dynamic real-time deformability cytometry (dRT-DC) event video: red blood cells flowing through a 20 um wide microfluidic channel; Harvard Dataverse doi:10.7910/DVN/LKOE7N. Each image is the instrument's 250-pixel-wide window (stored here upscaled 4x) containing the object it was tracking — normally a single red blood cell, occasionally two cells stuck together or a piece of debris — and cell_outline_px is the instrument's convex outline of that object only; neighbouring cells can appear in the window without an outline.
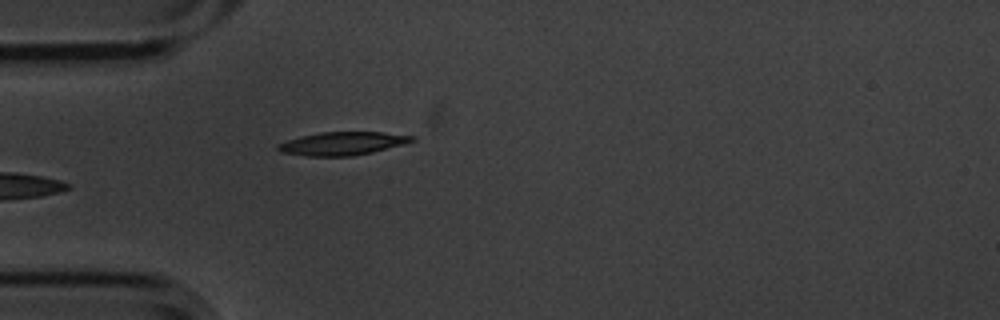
{"species": "common noctule bat (a hibernating species)", "species_latin": "Nyctalus noctula", "temperature_condition": "cold", "stored_images_in_passage": 6, "camera_frame_rate_fps": 3000, "um_per_image_px": 0.085, "animal": {"sex": "male", "body_mass_g": 20.1, "forearm_length_mm": 53.5}, "frame": {"image": 1, "passage_image": 6, "time_ms": 1.667, "image_size_px": [1000, 320], "cell_outline_px": [[416, 140], [404, 144], [372, 152], [352, 156], [308, 156], [280, 152], [276, 148], [276, 144], [300, 136], [320, 132], [380, 132], [416, 136]], "centroid_in_image_um": [29.1, 12.19], "position_along_channel_um": 55.9, "area_um2": 18.15}}